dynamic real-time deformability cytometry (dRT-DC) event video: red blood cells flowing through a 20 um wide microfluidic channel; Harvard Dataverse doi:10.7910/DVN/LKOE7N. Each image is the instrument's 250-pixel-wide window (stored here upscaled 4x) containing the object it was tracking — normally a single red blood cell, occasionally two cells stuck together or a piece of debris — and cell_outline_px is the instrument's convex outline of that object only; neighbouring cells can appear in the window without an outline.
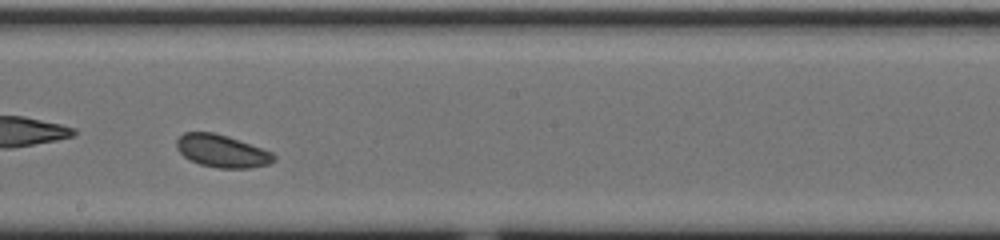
{"species": "common noctule bat (a hibernating species)", "species_latin": "Nyctalus noctula", "temperature_condition": "cold", "stored_images_in_passage": 32, "camera_frame_rate_fps": 3000, "um_per_image_px": 0.085, "animal": {"sex": "male", "body_mass_g": 20.0, "forearm_length_mm": 53.3}, "frame": {"image": 1, "passage_image": 19, "time_ms": 6.0, "image_size_px": [1000, 240], "cell_outline_px": [[272, 160], [264, 164], [240, 168], [228, 168], [204, 164], [192, 160], [184, 156], [180, 152], [180, 136], [188, 132], [208, 132], [224, 136], [248, 144], [268, 152], [272, 156]], "centroid_in_image_um": [18.81, 12.83], "position_along_channel_um": 229.4, "area_um2": 16.7}}